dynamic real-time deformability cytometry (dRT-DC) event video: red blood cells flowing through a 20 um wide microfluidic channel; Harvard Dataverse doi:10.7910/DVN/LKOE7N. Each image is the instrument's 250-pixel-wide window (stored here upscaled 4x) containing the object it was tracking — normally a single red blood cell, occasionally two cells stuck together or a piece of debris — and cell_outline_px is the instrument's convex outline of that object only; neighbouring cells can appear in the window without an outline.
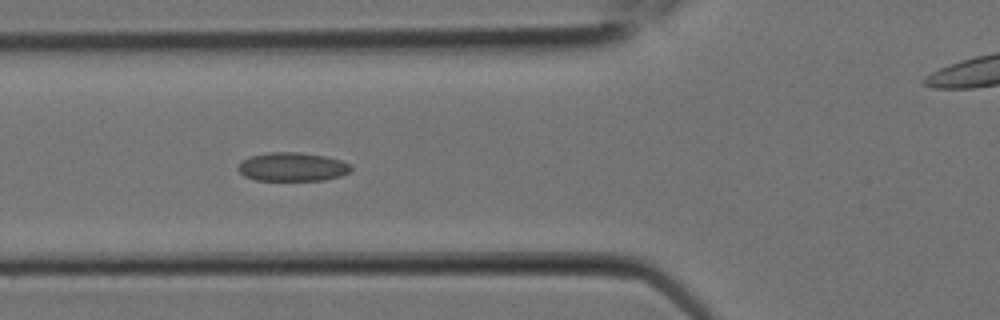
{"species": "Egyptian fruit bat (a non-hibernating species)", "species_latin": "Rousettus aegyptiacus", "temperature_condition": "room temperature", "stored_images_in_passage": 9, "camera_frame_rate_fps": 3000, "um_per_image_px": 0.085, "animal": {"sex": "female"}, "frame": {"image": 1, "passage_image": 8, "time_ms": 2.333, "image_size_px": [1000, 320], "cell_outline_px": [[352, 168], [348, 172], [340, 176], [324, 180], [256, 180], [244, 176], [236, 168], [248, 156], [268, 152], [296, 152], [324, 156], [340, 160], [352, 164]], "centroid_in_image_um": [24.84, 14.18], "position_along_channel_um": 101.0, "area_um2": 18.84}}
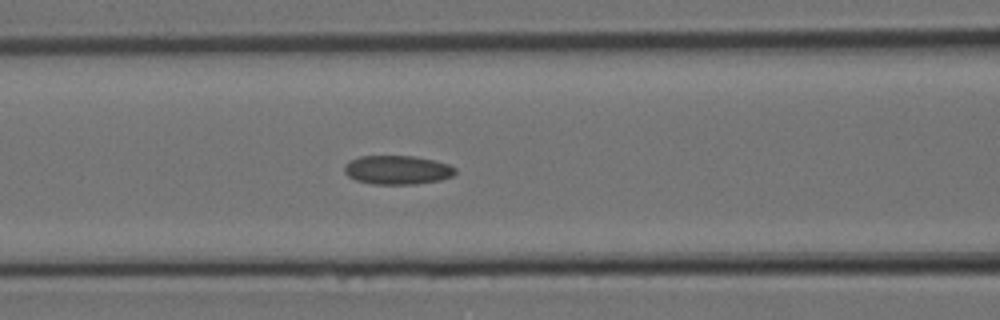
{"frame": {"image": 2, "passage_image": 9, "time_ms": 2.667, "image_size_px": [1000, 320], "cell_outline_px": [[456, 172], [452, 176], [440, 180], [416, 184], [372, 184], [356, 180], [348, 176], [344, 172], [344, 164], [348, 160], [360, 156], [416, 156], [436, 160], [448, 164], [456, 168]], "centroid_in_image_um": [33.76, 14.43], "position_along_channel_um": 132.8, "area_um2": 18.9}}